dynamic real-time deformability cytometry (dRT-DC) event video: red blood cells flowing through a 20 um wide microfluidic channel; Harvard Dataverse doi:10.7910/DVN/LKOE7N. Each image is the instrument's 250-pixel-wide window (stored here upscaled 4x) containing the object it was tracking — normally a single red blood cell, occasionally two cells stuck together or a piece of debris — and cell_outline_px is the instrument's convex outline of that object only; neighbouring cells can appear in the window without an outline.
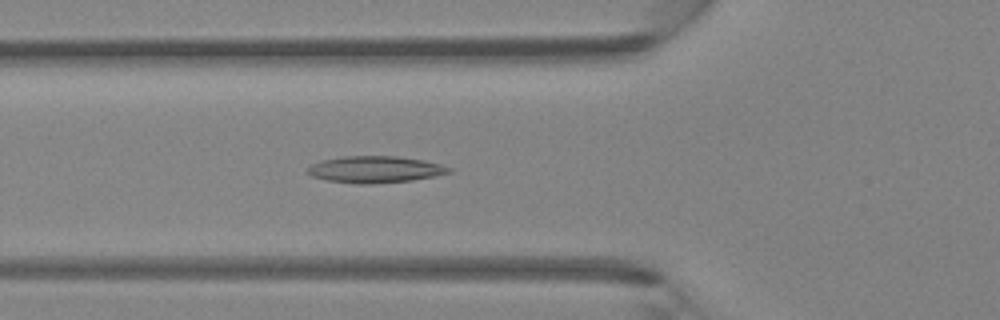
{"species": "Egyptian fruit bat (a non-hibernating species)", "species_latin": "Rousettus aegyptiacus", "temperature_condition": "room temperature", "stored_images_in_passage": 36, "camera_frame_rate_fps": 3000, "um_per_image_px": 0.085, "animal": {"sex": "female"}, "frame": {"image": 1, "passage_image": 7, "time_ms": 2.0, "image_size_px": [1000, 320], "cell_outline_px": [[452, 172], [412, 180], [368, 184], [356, 184], [328, 180], [312, 176], [308, 172], [308, 168], [312, 164], [320, 160], [344, 156], [396, 156], [424, 160], [440, 164], [452, 168]], "centroid_in_image_um": [31.88, 14.39], "position_along_channel_um": 93.9, "area_um2": 21.85}}
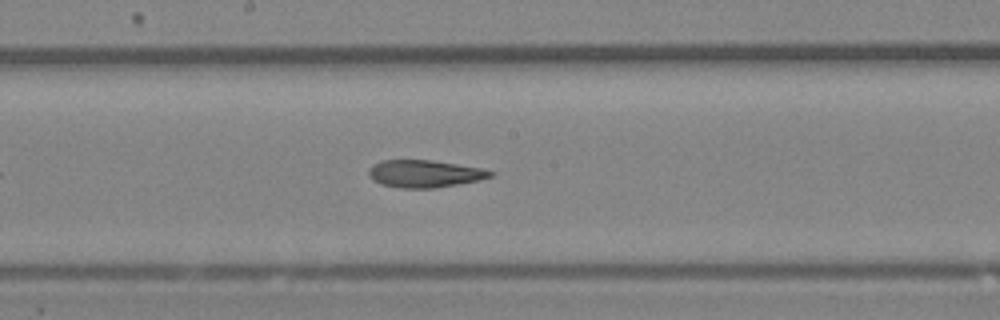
{"frame": {"image": 2, "passage_image": 15, "time_ms": 4.667, "image_size_px": [1000, 320], "cell_outline_px": [[496, 172], [492, 176], [480, 180], [436, 188], [400, 188], [380, 184], [372, 180], [368, 176], [368, 168], [372, 164], [380, 160], [432, 160], [480, 168]], "centroid_in_image_um": [36.04, 14.77], "position_along_channel_um": 212.2, "area_um2": 19.59}}
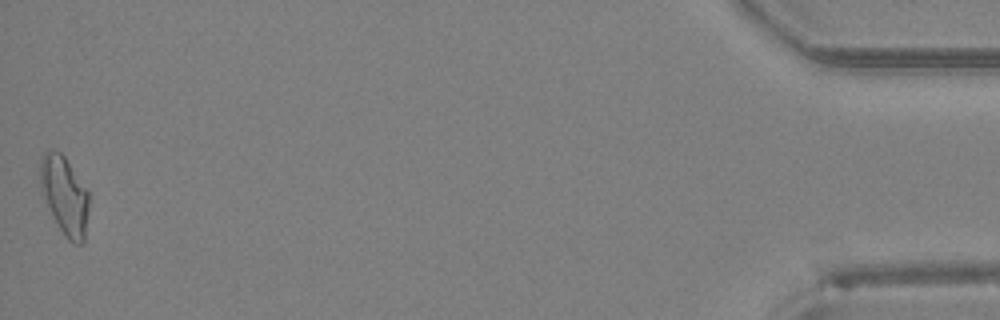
{"frame": {"image": 3, "passage_image": 36, "time_ms": 11.667, "image_size_px": [1000, 320], "cell_outline_px": [[88, 212], [84, 240], [80, 244], [72, 244], [68, 240], [52, 216], [44, 196], [40, 184], [40, 156], [48, 148], [60, 152], [64, 156], [88, 192]], "centroid_in_image_um": [5.47, 16.6], "position_along_channel_um": 429.7, "area_um2": 21.96}}